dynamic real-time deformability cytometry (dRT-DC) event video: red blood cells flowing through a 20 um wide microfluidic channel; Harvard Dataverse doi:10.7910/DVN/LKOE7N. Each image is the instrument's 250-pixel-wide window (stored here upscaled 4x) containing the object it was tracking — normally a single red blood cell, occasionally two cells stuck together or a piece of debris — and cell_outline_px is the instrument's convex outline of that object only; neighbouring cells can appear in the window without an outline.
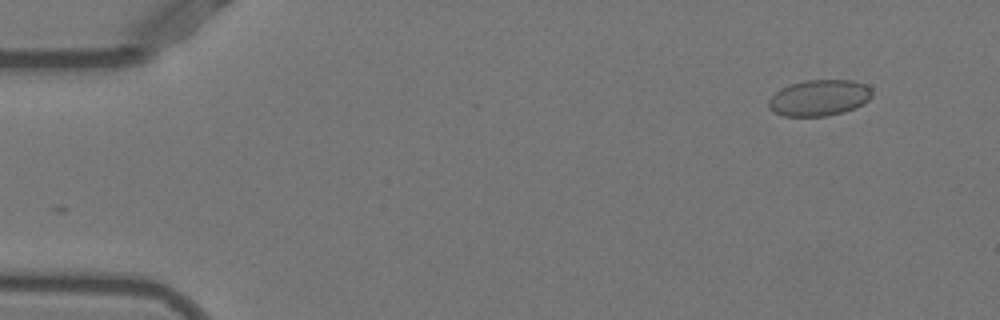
{"species": "Egyptian fruit bat (a non-hibernating species)", "species_latin": "Rousettus aegyptiacus", "temperature_condition": "warm", "stored_images_in_passage": 13, "camera_frame_rate_fps": 3000, "um_per_image_px": 0.085, "animal": {"sex": "female"}, "frame": {"image": 1, "passage_image": 3, "time_ms": 0.667, "image_size_px": [1000, 320], "cell_outline_px": [[872, 96], [868, 100], [856, 108], [844, 112], [828, 116], [784, 116], [768, 108], [768, 100], [780, 88], [788, 84], [804, 80], [852, 80], [864, 84], [872, 88]], "centroid_in_image_um": [69.63, 8.31], "position_along_channel_um": 15.4, "area_um2": 21.96}}